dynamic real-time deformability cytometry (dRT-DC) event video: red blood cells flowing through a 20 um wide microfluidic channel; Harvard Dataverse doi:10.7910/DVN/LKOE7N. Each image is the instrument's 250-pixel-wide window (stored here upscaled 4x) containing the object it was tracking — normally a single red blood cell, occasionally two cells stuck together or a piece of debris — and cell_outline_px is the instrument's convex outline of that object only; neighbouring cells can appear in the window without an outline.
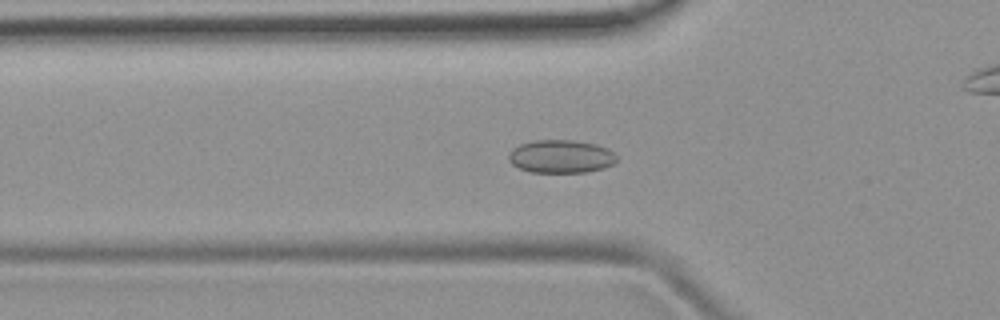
{"species": "common noctule bat (a hibernating species)", "species_latin": "Nyctalus noctula", "temperature_condition": "room temperature", "stored_images_in_passage": 52, "camera_frame_rate_fps": 3000, "um_per_image_px": 0.085, "animal": {"sex": "female", "body_mass_g": 19.9}, "frame": {"image": 1, "passage_image": 17, "time_ms": 5.333, "image_size_px": [1000, 320], "cell_outline_px": [[616, 160], [612, 164], [604, 168], [584, 172], [532, 172], [520, 168], [512, 164], [508, 160], [508, 156], [512, 148], [520, 144], [532, 140], [576, 140], [596, 144], [608, 148], [616, 156]], "centroid_in_image_um": [47.66, 13.28], "position_along_channel_um": 78.1, "area_um2": 20.87}}
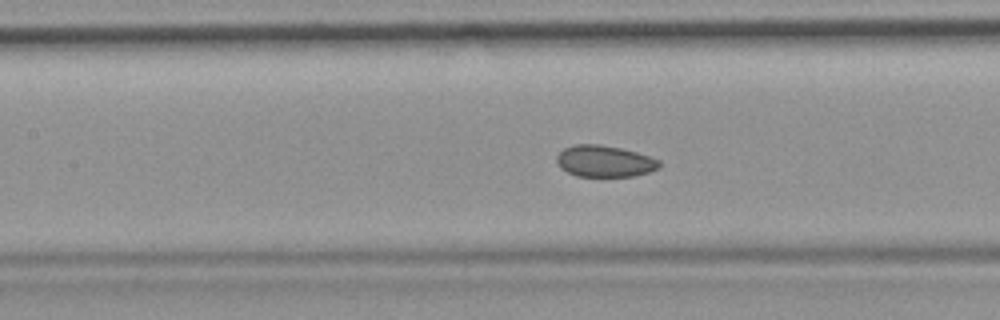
{"frame": {"image": 2, "passage_image": 23, "time_ms": 7.333, "image_size_px": [1000, 320], "cell_outline_px": [[660, 168], [636, 176], [576, 176], [560, 168], [556, 164], [556, 156], [564, 148], [576, 144], [600, 144], [620, 148], [636, 152], [660, 160]], "centroid_in_image_um": [51.37, 13.7], "position_along_channel_um": 156.0, "area_um2": 18.9}}
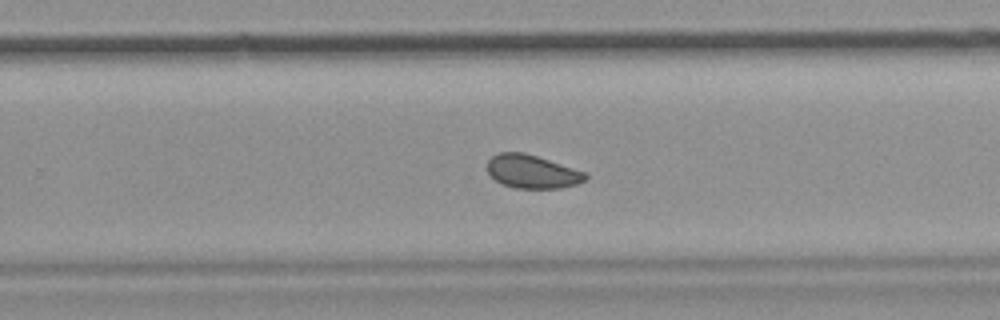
{"frame": {"image": 3, "passage_image": 33, "time_ms": 10.667, "image_size_px": [1000, 320], "cell_outline_px": [[588, 176], [584, 180], [576, 184], [560, 188], [516, 188], [504, 184], [496, 180], [488, 172], [488, 160], [492, 156], [500, 152], [524, 152], [584, 172]], "centroid_in_image_um": [45.2, 14.58], "position_along_channel_um": 284.6, "area_um2": 18.67}}